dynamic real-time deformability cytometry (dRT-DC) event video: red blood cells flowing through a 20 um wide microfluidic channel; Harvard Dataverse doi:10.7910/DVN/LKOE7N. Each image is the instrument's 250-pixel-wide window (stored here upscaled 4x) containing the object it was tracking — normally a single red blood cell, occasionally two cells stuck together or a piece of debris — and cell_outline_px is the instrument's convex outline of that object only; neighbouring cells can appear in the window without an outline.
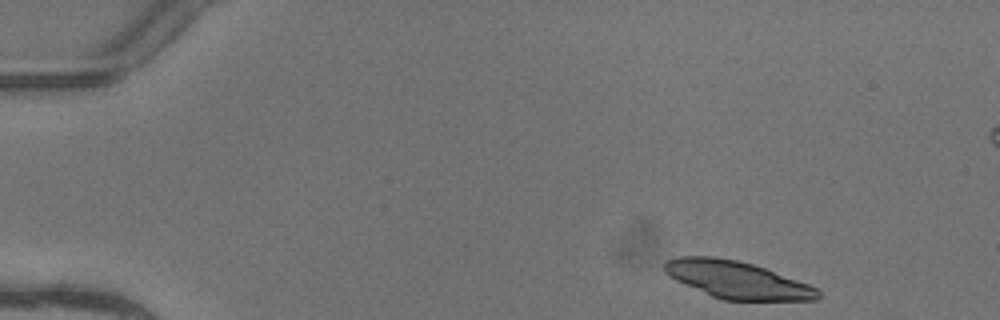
{"species": "common noctule bat (a hibernating species)", "species_latin": "Nyctalus noctula", "temperature_condition": "warm", "stored_images_in_passage": 4, "camera_frame_rate_fps": 3000, "um_per_image_px": 0.085, "animal": {"sex": "female"}, "frame": {"image": 1, "passage_image": 1, "time_ms": 0.0, "image_size_px": [1000, 320], "cell_outline_px": [[820, 296], [816, 300], [724, 300], [712, 296], [684, 284], [668, 276], [664, 272], [664, 264], [668, 260], [676, 256], [712, 256], [736, 260], [752, 264], [764, 268], [808, 284], [816, 288], [820, 292]], "centroid_in_image_um": [62.61, 23.78], "position_along_channel_um": 22.4, "area_um2": 33.0}}